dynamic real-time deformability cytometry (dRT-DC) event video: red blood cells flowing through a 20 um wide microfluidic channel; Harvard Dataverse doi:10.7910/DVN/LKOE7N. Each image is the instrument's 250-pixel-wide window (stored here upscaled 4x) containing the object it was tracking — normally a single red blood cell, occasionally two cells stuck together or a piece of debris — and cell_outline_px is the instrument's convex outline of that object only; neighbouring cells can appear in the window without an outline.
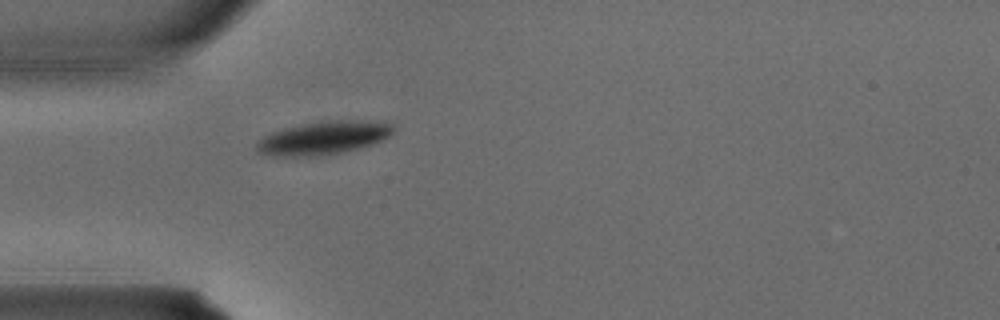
{"species": "common noctule bat (a hibernating species)", "species_latin": "Nyctalus noctula", "temperature_condition": "warm", "stored_images_in_passage": 5, "segment_of_instrument_passage": [1, 2], "camera_frame_rate_fps": 3000, "um_per_image_px": 0.085, "animal": {"sex": "male", "body_mass_g": 15.6}, "frame": {"image": 1, "passage_image": 4, "time_ms": 1.0, "image_size_px": [1000, 320], "cell_outline_px": [[396, 128], [388, 136], [372, 144], [344, 152], [316, 156], [284, 156], [256, 152], [256, 144], [264, 136], [272, 132], [284, 128], [304, 124], [328, 120], [352, 120], [392, 124]], "centroid_in_image_um": [27.48, 11.72], "position_along_channel_um": 57.5, "area_um2": 25.95}}